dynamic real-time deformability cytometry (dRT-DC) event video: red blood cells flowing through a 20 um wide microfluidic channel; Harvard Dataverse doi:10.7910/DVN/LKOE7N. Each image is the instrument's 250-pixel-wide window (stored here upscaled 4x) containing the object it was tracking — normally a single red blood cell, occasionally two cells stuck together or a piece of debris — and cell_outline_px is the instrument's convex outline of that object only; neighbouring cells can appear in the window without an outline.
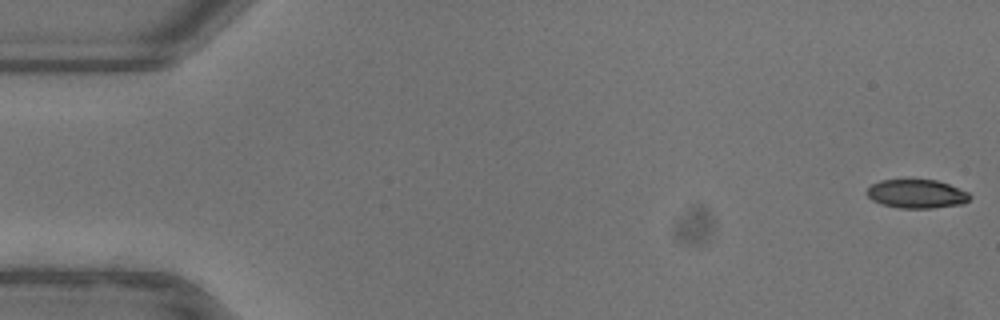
{"species": "common noctule bat (a hibernating species)", "species_latin": "Nyctalus noctula", "temperature_condition": "warm", "stored_images_in_passage": 53, "camera_frame_rate_fps": 3000, "um_per_image_px": 0.085, "animal": {"sex": "female"}, "frame": {"image": 1, "passage_image": 1, "time_ms": 0.0, "image_size_px": [1000, 320], "cell_outline_px": [[972, 196], [964, 204], [932, 208], [900, 208], [880, 204], [872, 200], [864, 192], [872, 184], [880, 180], [936, 180], [948, 184], [968, 192]], "centroid_in_image_um": [77.9, 16.48], "position_along_channel_um": 7.1, "area_um2": 17.28}}
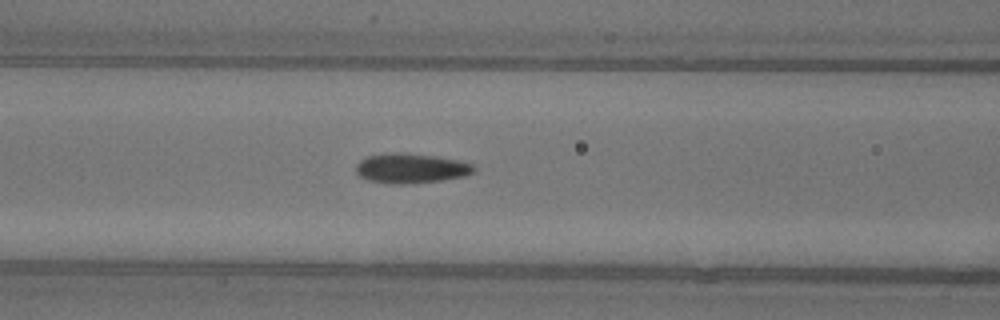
{"frame": {"image": 2, "passage_image": 22, "time_ms": 7.0, "image_size_px": [1000, 320], "cell_outline_px": [[476, 172], [464, 176], [440, 180], [404, 184], [388, 184], [368, 180], [360, 176], [356, 172], [356, 164], [360, 160], [368, 156], [384, 152], [408, 152], [436, 156], [460, 160], [472, 164], [476, 168]], "centroid_in_image_um": [34.92, 14.28], "position_along_channel_um": 131.7, "area_um2": 20.81}}
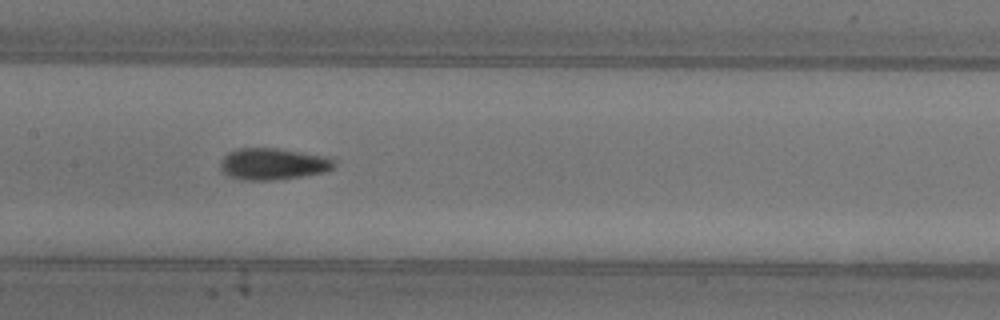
{"frame": {"image": 3, "passage_image": 26, "time_ms": 8.333, "image_size_px": [1000, 320], "cell_outline_px": [[336, 164], [332, 168], [324, 172], [300, 176], [272, 180], [244, 180], [228, 176], [220, 168], [220, 164], [224, 156], [228, 152], [240, 148], [276, 148], [328, 156], [336, 160]], "centroid_in_image_um": [23.22, 13.93], "position_along_channel_um": 184.2, "area_um2": 20.92}, "authors_computed_cell_mechanics": {"area_um2": 19.1896, "velocity_mm_per_s": 3.9329, "shape_relaxation_time_tau1_ms": 6.9298, "shape_relaxation_time_tau2_ms": 1.5749, "deformation_change_tau1": 0.1834, "deformation_change_tau2": 0.0745}}